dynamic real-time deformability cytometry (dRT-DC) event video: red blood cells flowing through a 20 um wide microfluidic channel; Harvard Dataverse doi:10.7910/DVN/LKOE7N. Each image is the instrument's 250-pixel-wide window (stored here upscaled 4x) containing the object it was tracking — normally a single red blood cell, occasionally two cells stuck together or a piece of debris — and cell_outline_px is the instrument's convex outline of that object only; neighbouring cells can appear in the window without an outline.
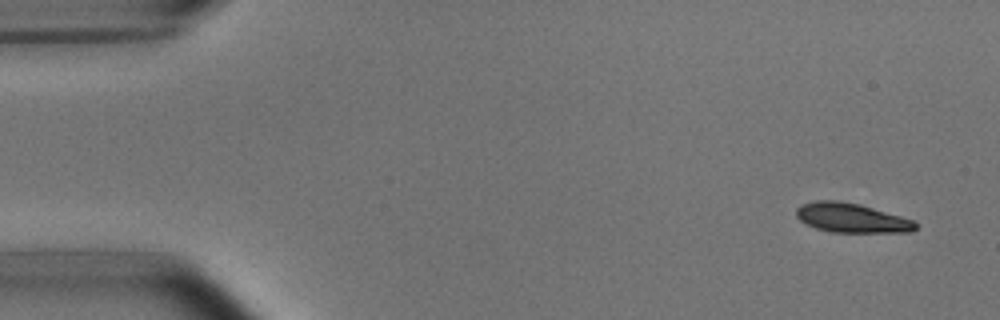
{"species": "common noctule bat (a hibernating species)", "species_latin": "Nyctalus noctula", "temperature_condition": "room temperature", "stored_images_in_passage": 4, "camera_frame_rate_fps": 3000, "um_per_image_px": 0.085, "animal": {"sex": "male", "body_mass_g": 15.6}, "frame": {"image": 1, "passage_image": 1, "time_ms": 0.0, "image_size_px": [1000, 320], "cell_outline_px": [[920, 224], [912, 232], [832, 232], [816, 228], [800, 220], [796, 216], [796, 208], [800, 204], [816, 200], [836, 200], [860, 204], [900, 216], [912, 220]], "centroid_in_image_um": [72.38, 18.51], "position_along_channel_um": 12.6, "area_um2": 20.4}}
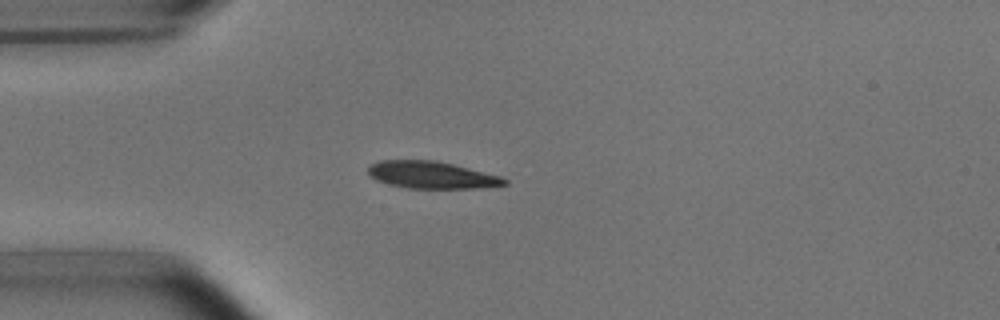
{"frame": {"image": 2, "passage_image": 4, "time_ms": 3.667, "image_size_px": [1000, 320], "cell_outline_px": [[508, 184], [480, 188], [408, 188], [388, 184], [376, 180], [368, 176], [368, 168], [372, 164], [380, 160], [436, 160], [500, 176], [508, 180]], "centroid_in_image_um": [36.66, 14.87], "position_along_channel_um": 48.3, "area_um2": 21.5}}